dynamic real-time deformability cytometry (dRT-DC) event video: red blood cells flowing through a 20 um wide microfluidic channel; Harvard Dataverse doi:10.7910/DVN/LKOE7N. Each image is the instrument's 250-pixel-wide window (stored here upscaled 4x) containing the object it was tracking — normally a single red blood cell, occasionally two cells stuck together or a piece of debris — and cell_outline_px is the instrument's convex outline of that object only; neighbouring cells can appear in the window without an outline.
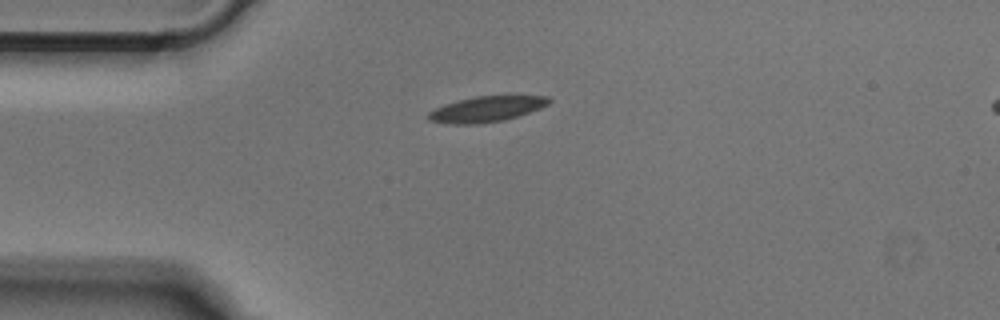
{"species": "Egyptian fruit bat (a non-hibernating species)", "species_latin": "Rousettus aegyptiacus", "temperature_condition": "cold", "stored_images_in_passage": 33, "camera_frame_rate_fps": 3000, "um_per_image_px": 0.085, "animal": {"sex": "male"}, "frame": {"image": 1, "passage_image": 1, "time_ms": 0.0, "image_size_px": [1000, 320], "cell_outline_px": [[552, 100], [548, 104], [540, 108], [504, 120], [476, 124], [448, 124], [428, 120], [428, 112], [444, 104], [476, 96], [548, 96]], "centroid_in_image_um": [41.33, 9.27], "position_along_channel_um": 43.7, "area_um2": 17.74}}
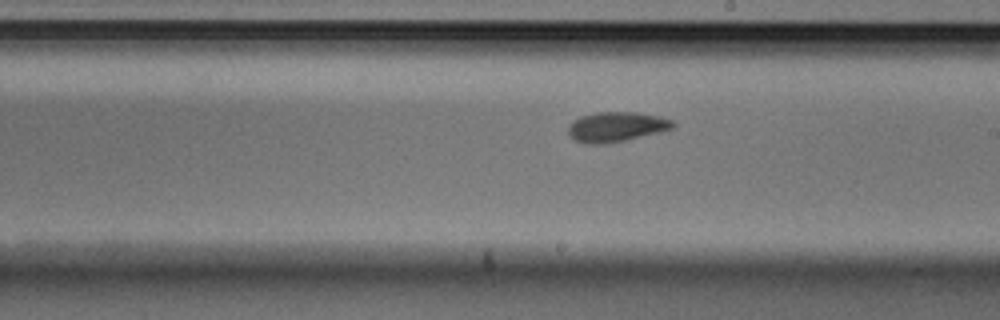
{"frame": {"image": 2, "passage_image": 17, "time_ms": 5.333, "image_size_px": [1000, 320], "cell_outline_px": [[676, 124], [672, 128], [660, 132], [624, 140], [604, 144], [584, 144], [568, 136], [568, 124], [572, 120], [580, 116], [596, 112], [640, 112], [672, 120]], "centroid_in_image_um": [52.33, 10.77], "position_along_channel_um": 236.7, "area_um2": 18.32}}
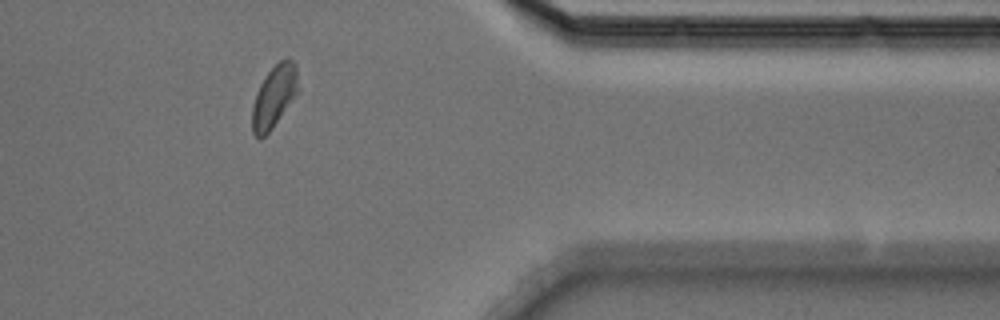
{"frame": {"image": 3, "passage_image": 30, "time_ms": 9.667, "image_size_px": [1000, 320], "cell_outline_px": [[300, 92], [272, 128], [260, 140], [252, 132], [252, 108], [256, 92], [260, 84], [268, 72], [284, 56], [288, 56], [296, 64], [300, 88]], "centroid_in_image_um": [23.35, 8.17], "position_along_channel_um": 388.1, "area_um2": 17.11}}